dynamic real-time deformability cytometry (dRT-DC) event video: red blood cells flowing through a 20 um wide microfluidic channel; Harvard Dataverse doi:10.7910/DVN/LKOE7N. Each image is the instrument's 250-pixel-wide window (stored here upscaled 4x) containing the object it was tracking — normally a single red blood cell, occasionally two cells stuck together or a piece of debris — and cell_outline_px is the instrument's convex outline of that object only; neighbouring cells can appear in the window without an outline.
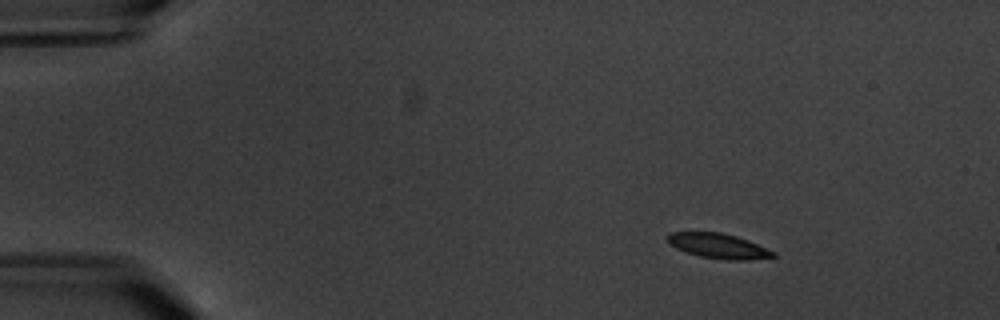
{"species": "common noctule bat (a hibernating species)", "species_latin": "Nyctalus noctula", "temperature_condition": "warm", "stored_images_in_passage": 6, "camera_frame_rate_fps": 3000, "um_per_image_px": 0.085, "animal": {"sex": "male", "body_mass_g": 20.1, "forearm_length_mm": 53.5}, "frame": {"image": 1, "passage_image": 3, "time_ms": 2.333, "image_size_px": [1000, 320], "cell_outline_px": [[776, 256], [748, 260], [728, 260], [700, 256], [684, 252], [668, 244], [664, 236], [668, 232], [720, 232], [736, 236], [748, 240], [776, 252]], "centroid_in_image_um": [61.0, 20.89], "position_along_channel_um": 24.0, "area_um2": 15.55}}